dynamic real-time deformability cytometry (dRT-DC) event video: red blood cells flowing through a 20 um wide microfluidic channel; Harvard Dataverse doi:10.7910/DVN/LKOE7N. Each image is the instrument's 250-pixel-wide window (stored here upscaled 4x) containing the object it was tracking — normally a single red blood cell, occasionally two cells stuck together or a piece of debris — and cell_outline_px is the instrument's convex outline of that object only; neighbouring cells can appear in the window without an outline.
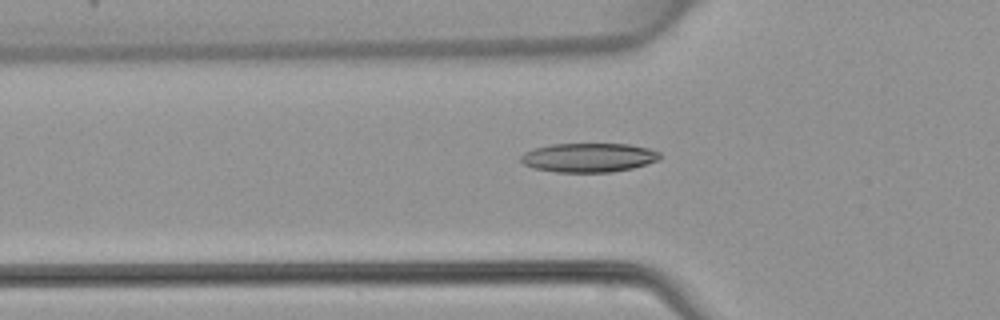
{"species": "common noctule bat (a hibernating species)", "species_latin": "Nyctalus noctula", "temperature_condition": "warm", "stored_images_in_passage": 48, "camera_frame_rate_fps": 3000, "um_per_image_px": 0.085, "animal": {"sex": "female", "body_mass_g": 22.7, "forearm_length_mm": 54.2}, "frame": {"image": 1, "passage_image": 16, "time_ms": 5.0, "image_size_px": [1000, 320], "cell_outline_px": [[660, 160], [632, 168], [612, 172], [556, 172], [532, 168], [524, 164], [520, 160], [520, 156], [524, 152], [536, 148], [552, 144], [628, 144], [648, 148], [660, 152]], "centroid_in_image_um": [50.03, 13.4], "position_along_channel_um": 75.8, "area_um2": 23.58}}
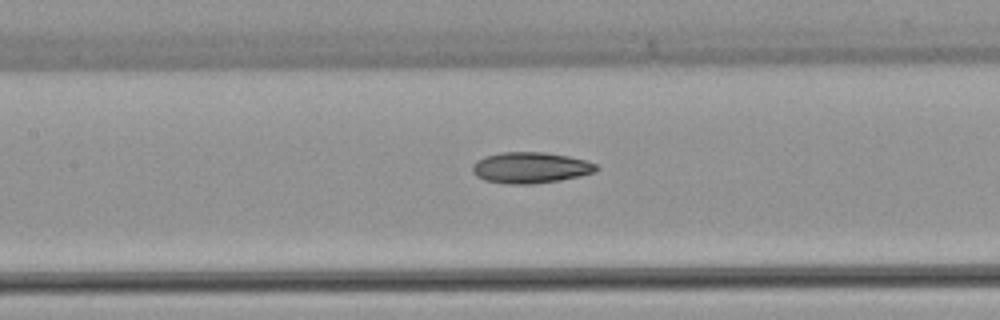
{"frame": {"image": 2, "passage_image": 22, "time_ms": 7.0, "image_size_px": [1000, 320], "cell_outline_px": [[600, 168], [596, 172], [580, 176], [560, 180], [532, 184], [504, 184], [484, 180], [476, 176], [472, 172], [472, 164], [476, 160], [484, 156], [500, 152], [544, 152], [568, 156], [584, 160], [596, 164]], "centroid_in_image_um": [45.06, 14.25], "position_along_channel_um": 162.3, "area_um2": 22.66}}
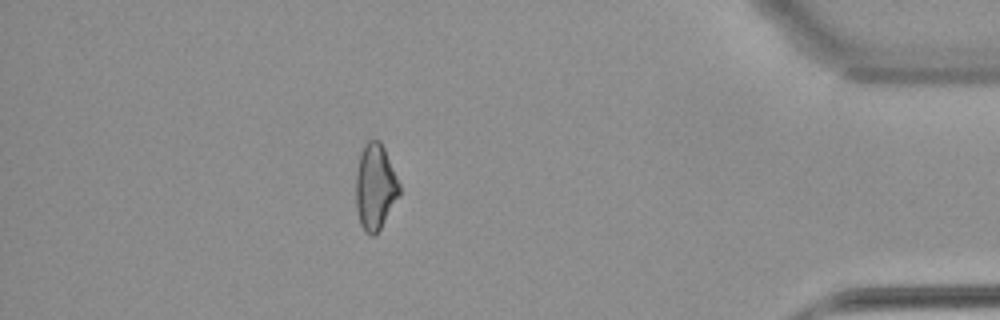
{"frame": {"image": 3, "passage_image": 42, "time_ms": 13.667, "image_size_px": [1000, 320], "cell_outline_px": [[400, 192], [380, 228], [372, 236], [364, 232], [360, 224], [356, 208], [356, 172], [360, 152], [364, 144], [368, 140], [380, 140], [384, 148], [400, 184]], "centroid_in_image_um": [31.86, 15.86], "position_along_channel_um": 403.3, "area_um2": 21.56}}